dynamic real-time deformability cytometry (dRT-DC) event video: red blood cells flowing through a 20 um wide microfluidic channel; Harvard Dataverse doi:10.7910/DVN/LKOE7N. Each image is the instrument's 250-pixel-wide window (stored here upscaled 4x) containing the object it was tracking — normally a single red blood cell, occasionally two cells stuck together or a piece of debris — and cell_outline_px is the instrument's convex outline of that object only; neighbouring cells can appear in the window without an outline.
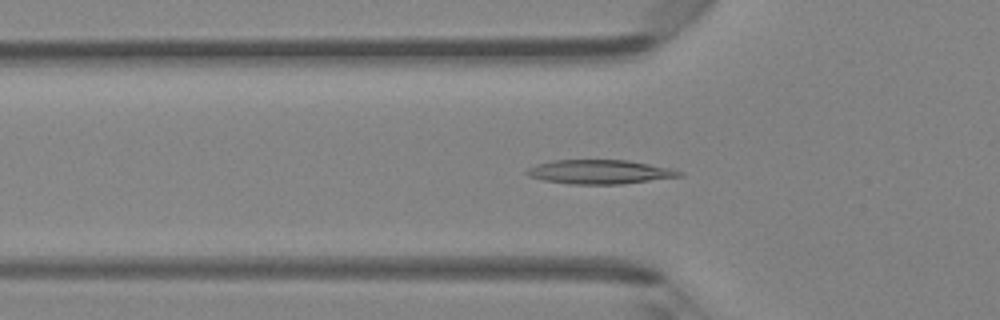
{"species": "Egyptian fruit bat (a non-hibernating species)", "species_latin": "Rousettus aegyptiacus", "temperature_condition": "room temperature", "stored_images_in_passage": 47, "camera_frame_rate_fps": 3000, "um_per_image_px": 0.085, "animal": {"sex": "female"}, "frame": {"image": 1, "passage_image": 16, "time_ms": 5.0, "image_size_px": [1000, 320], "cell_outline_px": [[684, 176], [620, 184], [572, 184], [544, 180], [528, 176], [524, 172], [528, 168], [536, 164], [552, 160], [628, 160], [672, 168], [684, 172]], "centroid_in_image_um": [50.99, 14.6], "position_along_channel_um": 74.8, "area_um2": 21.5}}
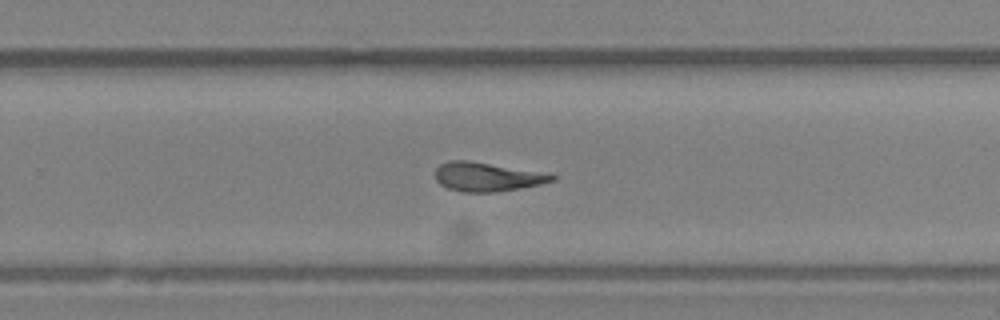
{"frame": {"image": 2, "passage_image": 31, "time_ms": 10.0, "image_size_px": [1000, 320], "cell_outline_px": [[556, 180], [540, 184], [492, 192], [464, 192], [448, 188], [440, 184], [436, 180], [436, 168], [440, 164], [448, 160], [468, 160], [556, 176]], "centroid_in_image_um": [41.29, 15.03], "position_along_channel_um": 288.5, "area_um2": 18.96}}
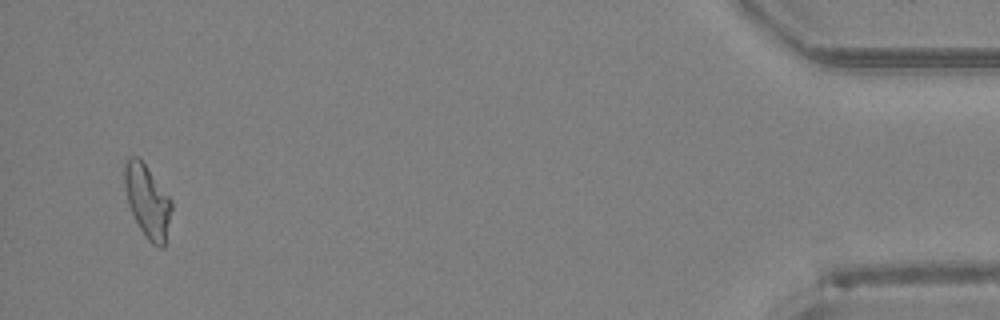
{"frame": {"image": 3, "passage_image": 46, "time_ms": 15.0, "image_size_px": [1000, 320], "cell_outline_px": [[172, 208], [164, 248], [160, 248], [152, 244], [148, 240], [140, 228], [128, 204], [124, 188], [124, 164], [128, 156], [140, 156], [172, 200]], "centroid_in_image_um": [12.52, 17.05], "position_along_channel_um": 422.7, "area_um2": 20.17}, "authors_computed_cell_mechanics": {"area_um2": 20.0566, "velocity_mm_per_s": 4.2938, "shape_relaxation_time_tau1_ms": 7.243, "shape_relaxation_time_tau2_ms": 3.9384, "deformation_change_tau1": 0.2235, "deformation_change_tau2": 0.1523}}